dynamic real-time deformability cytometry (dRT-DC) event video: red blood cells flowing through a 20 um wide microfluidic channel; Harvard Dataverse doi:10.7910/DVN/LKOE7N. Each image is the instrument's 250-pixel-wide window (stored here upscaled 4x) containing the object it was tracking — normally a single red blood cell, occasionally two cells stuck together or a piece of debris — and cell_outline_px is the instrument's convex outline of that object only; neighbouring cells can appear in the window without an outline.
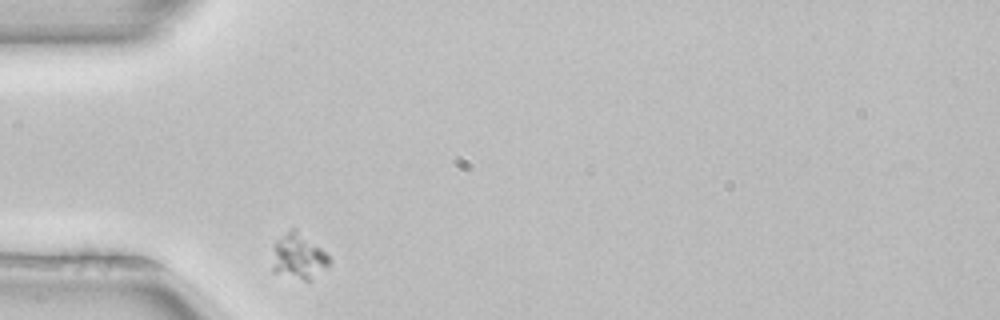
{"species": "common noctule bat (a hibernating species)", "species_latin": "Nyctalus noctula", "temperature_condition": "room temperature", "stored_images_in_passage": 30, "camera_frame_rate_fps": 3000, "um_per_image_px": 0.085, "animal": {"sex": "female", "body_mass_g": 22.7, "forearm_length_mm": 54.2}, "frame": {"image": 1, "passage_image": 1, "time_ms": 0.0, "image_size_px": [1000, 320], "cell_outline_px": [[332, 260], [328, 264], [308, 280], [304, 280], [272, 272], [272, 248], [276, 240], [292, 228], [296, 228], [320, 248]], "centroid_in_image_um": [25.3, 21.77], "position_along_channel_um": 59.7, "area_um2": 14.8}}
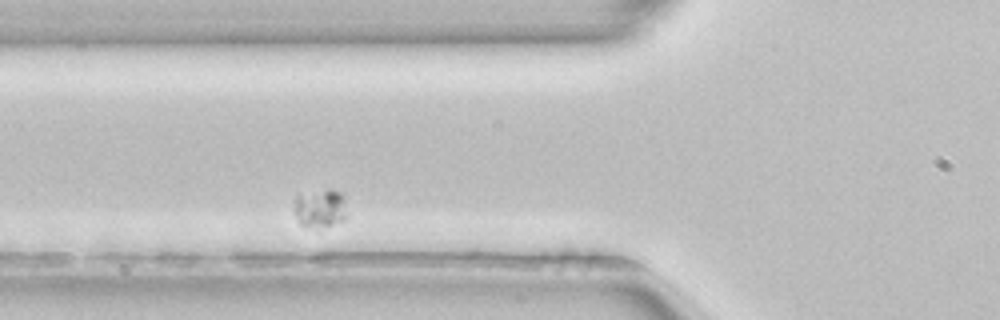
{"frame": {"image": 2, "passage_image": 5, "time_ms": 1.333, "image_size_px": [1000, 320], "cell_outline_px": [[348, 216], [344, 220], [328, 224], [304, 228], [296, 220], [296, 196], [328, 188], [332, 188], [340, 192], [344, 196]], "centroid_in_image_um": [27.26, 17.68], "position_along_channel_um": 98.5, "area_um2": 11.73}}